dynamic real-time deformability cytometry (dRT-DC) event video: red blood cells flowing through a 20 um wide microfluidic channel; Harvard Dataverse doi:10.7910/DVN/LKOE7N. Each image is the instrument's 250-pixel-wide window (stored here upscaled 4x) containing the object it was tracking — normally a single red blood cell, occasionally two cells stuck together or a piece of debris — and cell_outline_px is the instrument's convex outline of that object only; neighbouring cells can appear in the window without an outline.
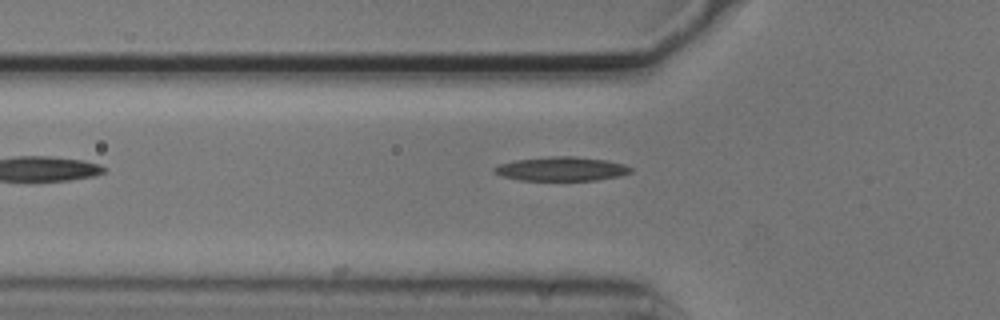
{"species": "common noctule bat (a hibernating species)", "species_latin": "Nyctalus noctula", "temperature_condition": "cold", "stored_images_in_passage": 7, "camera_frame_rate_fps": 3000, "um_per_image_px": 0.085, "animal": {"sex": "male", "body_mass_g": 20.5, "forearm_length_mm": 52.5}, "frame": {"image": 1, "passage_image": 6, "time_ms": 1.667, "image_size_px": [1000, 320], "cell_outline_px": [[632, 172], [620, 176], [596, 180], [520, 180], [500, 176], [492, 172], [492, 168], [500, 164], [516, 160], [552, 156], [576, 156], [608, 160], [624, 164], [632, 168]], "centroid_in_image_um": [47.72, 14.35], "position_along_channel_um": 78.1, "area_um2": 19.25}}